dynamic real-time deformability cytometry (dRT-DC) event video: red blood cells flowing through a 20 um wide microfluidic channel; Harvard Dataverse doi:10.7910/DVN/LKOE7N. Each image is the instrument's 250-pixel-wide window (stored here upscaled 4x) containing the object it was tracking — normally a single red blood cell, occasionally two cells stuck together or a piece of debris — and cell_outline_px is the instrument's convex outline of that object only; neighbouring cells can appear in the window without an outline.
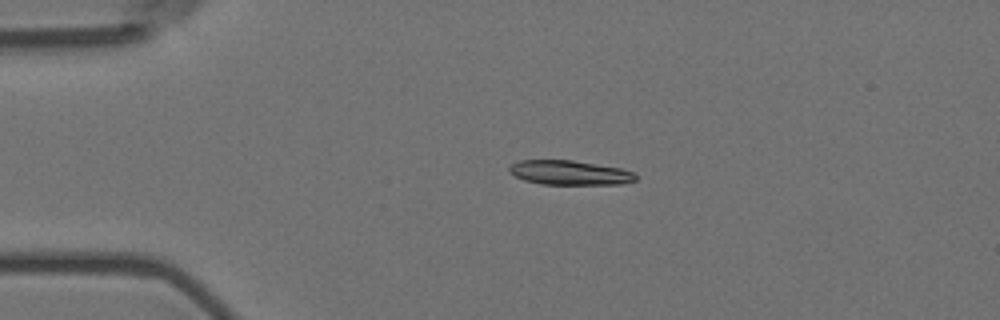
{"species": "Egyptian fruit bat (a non-hibernating species)", "species_latin": "Rousettus aegyptiacus", "temperature_condition": "room temperature", "stored_images_in_passage": 2, "camera_frame_rate_fps": 3000, "um_per_image_px": 0.085, "animal": {"sex": "female"}, "frame": {"image": 1, "passage_image": 1, "time_ms": 0.0, "image_size_px": [1000, 320], "cell_outline_px": [[636, 180], [620, 184], [540, 184], [524, 180], [508, 172], [508, 168], [512, 164], [520, 160], [572, 160], [620, 168], [632, 172], [636, 176]], "centroid_in_image_um": [48.38, 14.68], "position_along_channel_um": 36.6, "area_um2": 17.86}}